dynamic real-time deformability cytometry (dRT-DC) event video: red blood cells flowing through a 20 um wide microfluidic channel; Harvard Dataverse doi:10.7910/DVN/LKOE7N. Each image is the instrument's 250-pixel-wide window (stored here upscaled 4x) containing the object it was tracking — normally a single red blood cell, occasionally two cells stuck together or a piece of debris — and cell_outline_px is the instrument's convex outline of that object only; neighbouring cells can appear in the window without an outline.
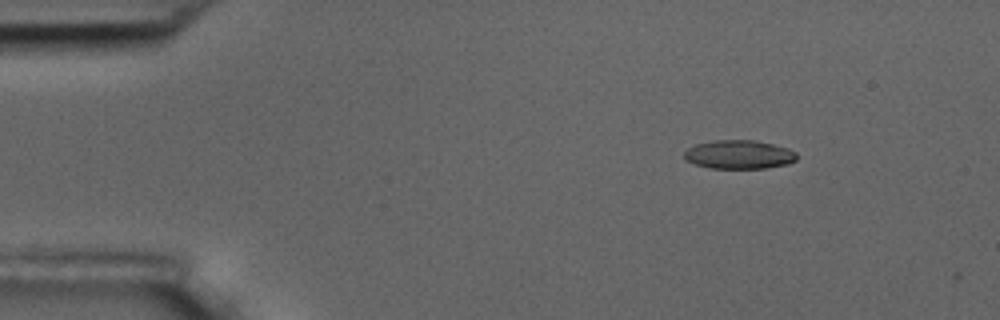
{"species": "common noctule bat (a hibernating species)", "species_latin": "Nyctalus noctula", "temperature_condition": "room temperature", "stored_images_in_passage": 4, "camera_frame_rate_fps": 3000, "um_per_image_px": 0.085, "animal": {"sex": "male", "body_mass_g": 17.5, "forearm_length_mm": 52.3}, "frame": {"image": 1, "passage_image": 3, "time_ms": 2.333, "image_size_px": [1000, 320], "cell_outline_px": [[796, 160], [788, 164], [768, 168], [708, 168], [684, 160], [684, 152], [688, 148], [696, 144], [712, 140], [756, 140], [788, 148], [796, 152]], "centroid_in_image_um": [62.81, 13.13], "position_along_channel_um": 22.2, "area_um2": 18.96}}